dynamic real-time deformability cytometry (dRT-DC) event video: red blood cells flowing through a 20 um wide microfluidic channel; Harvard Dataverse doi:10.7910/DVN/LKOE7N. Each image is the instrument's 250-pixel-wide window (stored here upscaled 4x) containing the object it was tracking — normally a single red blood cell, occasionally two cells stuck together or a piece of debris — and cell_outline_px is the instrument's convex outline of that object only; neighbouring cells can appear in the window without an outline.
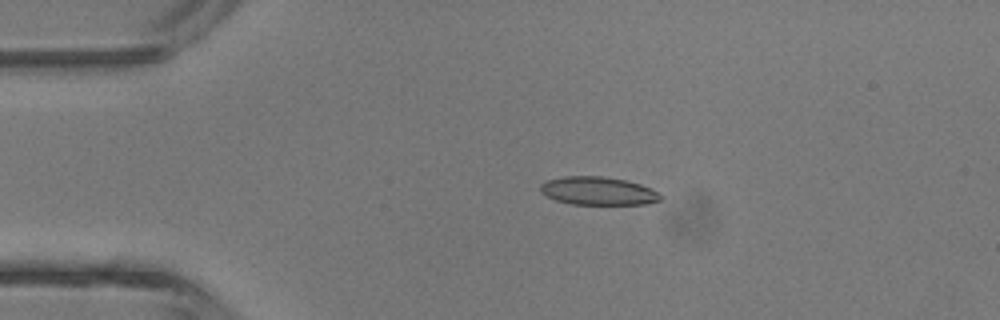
{"species": "common noctule bat (a hibernating species)", "species_latin": "Nyctalus noctula", "temperature_condition": "room temperature", "stored_images_in_passage": 3, "camera_frame_rate_fps": 3000, "um_per_image_px": 0.085, "animal": {"sex": "male", "body_mass_g": 13.3}, "frame": {"image": 1, "passage_image": 2, "time_ms": 1.333, "image_size_px": [1000, 320], "cell_outline_px": [[664, 196], [660, 200], [648, 204], [572, 204], [556, 200], [540, 192], [540, 184], [548, 180], [564, 176], [600, 176], [628, 180], [652, 188]], "centroid_in_image_um": [50.88, 16.22], "position_along_channel_um": 34.1, "area_um2": 19.83}}